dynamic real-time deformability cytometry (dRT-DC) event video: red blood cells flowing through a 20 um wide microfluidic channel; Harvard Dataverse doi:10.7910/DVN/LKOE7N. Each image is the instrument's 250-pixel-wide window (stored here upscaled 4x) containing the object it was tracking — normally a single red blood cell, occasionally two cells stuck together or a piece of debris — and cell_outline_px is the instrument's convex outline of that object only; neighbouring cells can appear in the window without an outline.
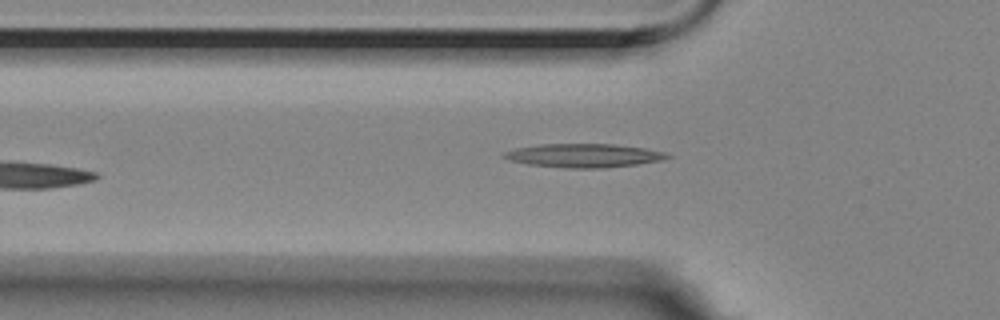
{"species": "Egyptian fruit bat (a non-hibernating species)", "species_latin": "Rousettus aegyptiacus", "temperature_condition": "room temperature", "stored_images_in_passage": 6, "camera_frame_rate_fps": 3000, "um_per_image_px": 0.085, "animal": {"sex": "female"}, "frame": {"image": 1, "passage_image": 6, "time_ms": 1.667, "image_size_px": [1000, 320], "cell_outline_px": [[672, 156], [664, 160], [636, 164], [604, 168], [568, 168], [528, 164], [512, 160], [500, 156], [504, 152], [516, 148], [540, 144], [612, 144], [644, 148], [664, 152]], "centroid_in_image_um": [49.63, 13.22], "position_along_channel_um": 76.2, "area_um2": 22.37}}